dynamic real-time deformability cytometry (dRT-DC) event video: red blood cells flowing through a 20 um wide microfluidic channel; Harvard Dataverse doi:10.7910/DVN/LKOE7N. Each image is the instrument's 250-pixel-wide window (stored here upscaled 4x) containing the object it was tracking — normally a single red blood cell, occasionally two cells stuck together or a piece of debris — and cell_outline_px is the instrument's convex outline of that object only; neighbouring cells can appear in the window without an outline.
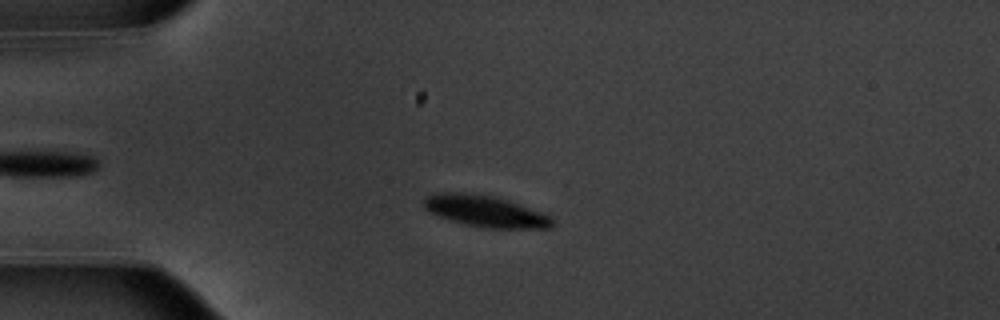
{"species": "common noctule bat (a hibernating species)", "species_latin": "Nyctalus noctula", "temperature_condition": "warm", "stored_images_in_passage": 40, "camera_frame_rate_fps": 3000, "um_per_image_px": 0.085, "animal": {"sex": "male", "body_mass_g": 20.1, "forearm_length_mm": 53.5}, "frame": {"image": 1, "passage_image": 6, "time_ms": 1.667, "image_size_px": [1000, 320], "cell_outline_px": [[556, 224], [552, 228], [484, 228], [452, 220], [428, 212], [420, 204], [424, 196], [436, 192], [464, 192], [492, 196], [508, 200], [544, 212], [552, 216]], "centroid_in_image_um": [41.26, 17.94], "position_along_channel_um": 43.7, "area_um2": 23.93}}
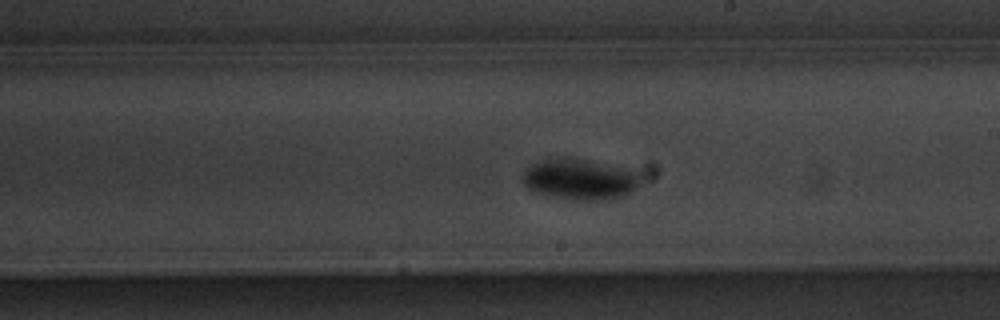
{"frame": {"image": 2, "passage_image": 24, "time_ms": 7.667, "image_size_px": [1000, 320], "cell_outline_px": [[636, 184], [628, 192], [620, 196], [600, 200], [576, 200], [552, 196], [536, 192], [528, 188], [524, 184], [524, 172], [532, 164], [540, 160], [560, 156], [572, 156], [632, 168], [636, 172]], "centroid_in_image_um": [49.23, 15.18], "position_along_channel_um": 239.8, "area_um2": 27.92}}
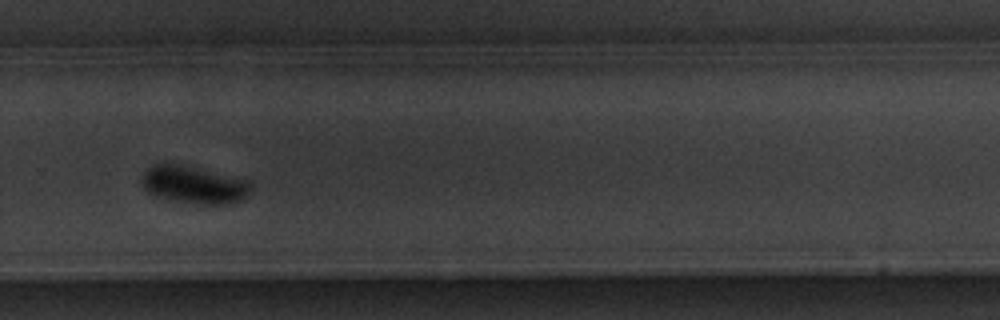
{"frame": {"image": 3, "passage_image": 30, "time_ms": 9.667, "image_size_px": [1000, 320], "cell_outline_px": [[252, 188], [248, 196], [240, 200], [220, 204], [204, 204], [176, 200], [156, 196], [148, 192], [144, 188], [140, 180], [140, 176], [148, 168], [156, 164], [180, 164], [248, 180], [252, 184]], "centroid_in_image_um": [16.47, 15.69], "position_along_channel_um": 313.3, "area_um2": 23.52}, "authors_computed_cell_mechanics": {"area_um2": 25.143, "velocity_mm_per_s": 3.6928, "shape_relaxation_time_tau1_ms": 1.925, "shape_relaxation_time_tau2_ms": null, "deformation_change_tau1": 0.129, "deformation_change_tau2": null}}